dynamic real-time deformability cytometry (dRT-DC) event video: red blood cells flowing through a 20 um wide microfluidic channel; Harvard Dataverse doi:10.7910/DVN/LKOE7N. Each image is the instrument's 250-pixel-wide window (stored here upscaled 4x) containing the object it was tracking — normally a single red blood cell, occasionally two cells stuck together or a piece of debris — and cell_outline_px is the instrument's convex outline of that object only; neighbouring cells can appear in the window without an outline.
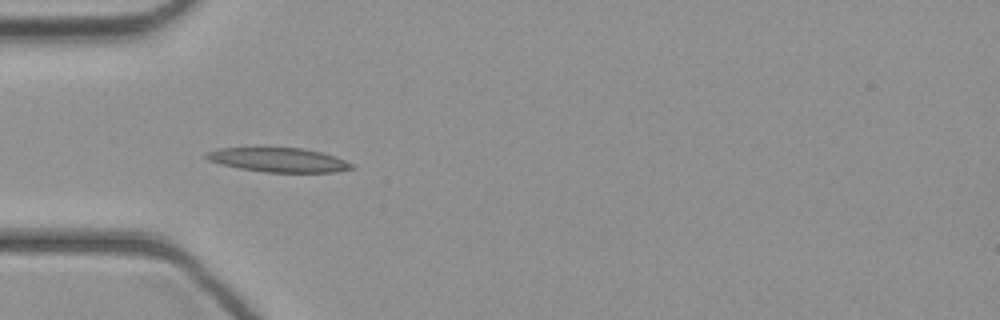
{"species": "common noctule bat (a hibernating species)", "species_latin": "Nyctalus noctula", "temperature_condition": "cold", "stored_images_in_passage": 30, "camera_frame_rate_fps": 3000, "um_per_image_px": 0.085, "animal": {"sex": "female", "body_mass_g": 21.9}, "frame": {"image": 1, "passage_image": 3, "time_ms": 0.667, "image_size_px": [1000, 320], "cell_outline_px": [[356, 168], [336, 172], [264, 172], [240, 168], [220, 164], [208, 160], [204, 156], [204, 152], [220, 148], [304, 148], [336, 156], [352, 164]], "centroid_in_image_um": [23.67, 13.59], "position_along_channel_um": 61.3, "area_um2": 20.52}}
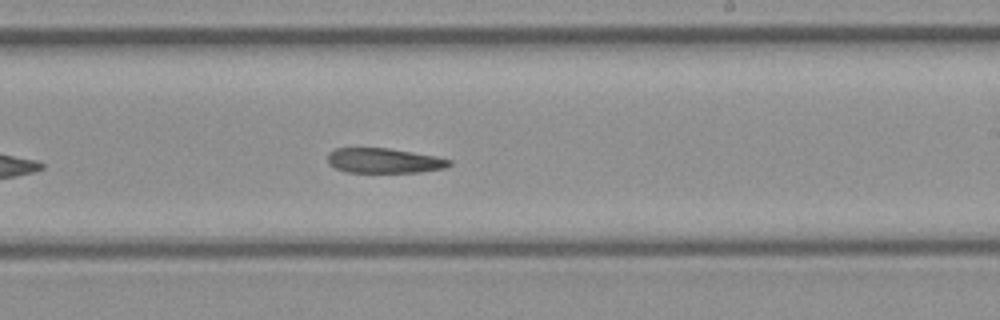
{"frame": {"image": 2, "passage_image": 16, "time_ms": 5.0, "image_size_px": [1000, 320], "cell_outline_px": [[452, 164], [444, 168], [420, 172], [344, 172], [328, 164], [328, 152], [336, 148], [388, 148], [436, 156], [452, 160]], "centroid_in_image_um": [32.63, 13.65], "position_along_channel_um": 256.4, "area_um2": 17.69}}
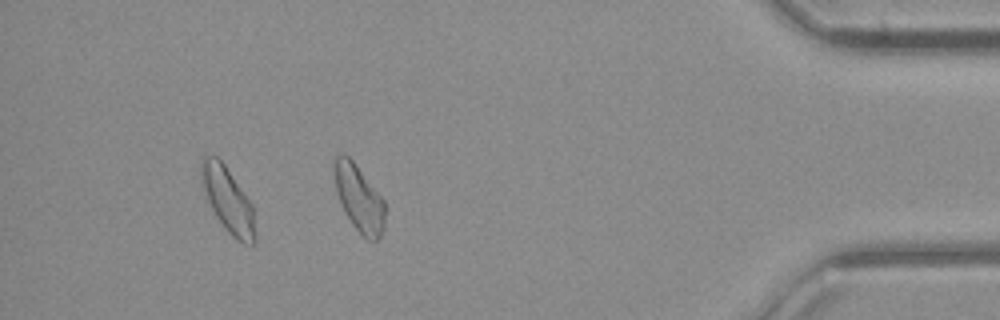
{"frame": {"image": 3, "passage_image": 29, "time_ms": 9.333, "image_size_px": [1000, 320], "cell_outline_px": [[256, 244], [244, 244], [236, 240], [228, 232], [216, 216], [208, 200], [200, 180], [200, 160], [204, 156], [216, 156], [224, 164], [252, 204], [256, 232]], "centroid_in_image_um": [19.38, 17.02], "position_along_channel_um": 415.8, "area_um2": 20.35}}